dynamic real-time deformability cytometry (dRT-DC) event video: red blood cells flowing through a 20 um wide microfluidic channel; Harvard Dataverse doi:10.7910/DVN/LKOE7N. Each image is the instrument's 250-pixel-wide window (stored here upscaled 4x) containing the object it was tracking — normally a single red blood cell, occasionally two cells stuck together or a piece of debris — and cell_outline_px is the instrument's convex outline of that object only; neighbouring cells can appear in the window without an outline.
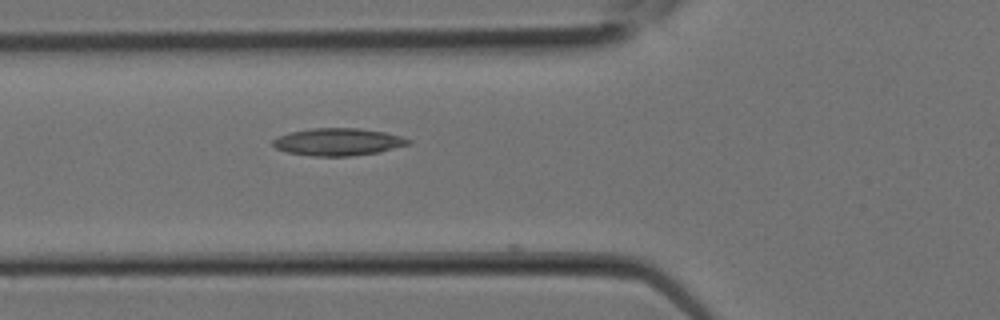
{"species": "Egyptian fruit bat (a non-hibernating species)", "species_latin": "Rousettus aegyptiacus", "temperature_condition": "room temperature", "stored_images_in_passage": 8, "camera_frame_rate_fps": 3000, "um_per_image_px": 0.085, "animal": {"sex": "female"}, "frame": {"image": 1, "passage_image": 7, "time_ms": 2.0, "image_size_px": [1000, 320], "cell_outline_px": [[412, 144], [380, 152], [352, 156], [312, 156], [288, 152], [276, 148], [272, 144], [272, 140], [280, 136], [292, 132], [312, 128], [360, 128], [384, 132], [400, 136], [412, 140]], "centroid_in_image_um": [28.79, 12.06], "position_along_channel_um": 97.0, "area_um2": 21.62}}